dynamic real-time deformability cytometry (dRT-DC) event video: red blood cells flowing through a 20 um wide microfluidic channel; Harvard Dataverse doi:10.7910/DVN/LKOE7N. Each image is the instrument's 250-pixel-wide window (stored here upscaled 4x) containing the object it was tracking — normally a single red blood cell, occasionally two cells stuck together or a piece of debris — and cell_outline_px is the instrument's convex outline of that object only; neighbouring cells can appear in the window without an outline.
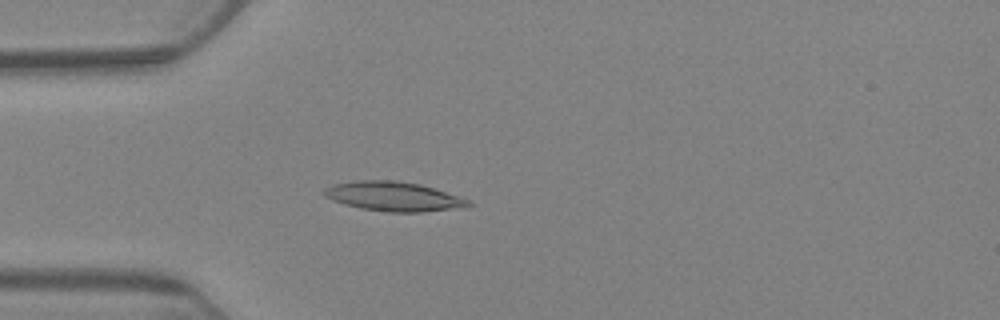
{"species": "Egyptian fruit bat (a non-hibernating species)", "species_latin": "Rousettus aegyptiacus", "temperature_condition": "warm", "stored_images_in_passage": 5, "camera_frame_rate_fps": 3000, "um_per_image_px": 0.085, "animal": {"sex": "female"}, "frame": {"image": 1, "passage_image": 5, "time_ms": 4.667, "image_size_px": [1000, 320], "cell_outline_px": [[472, 204], [468, 208], [424, 212], [388, 212], [360, 208], [344, 204], [332, 200], [324, 196], [320, 192], [324, 188], [332, 184], [360, 180], [392, 180], [420, 184], [472, 200]], "centroid_in_image_um": [33.48, 16.71], "position_along_channel_um": 51.5, "area_um2": 25.09}}